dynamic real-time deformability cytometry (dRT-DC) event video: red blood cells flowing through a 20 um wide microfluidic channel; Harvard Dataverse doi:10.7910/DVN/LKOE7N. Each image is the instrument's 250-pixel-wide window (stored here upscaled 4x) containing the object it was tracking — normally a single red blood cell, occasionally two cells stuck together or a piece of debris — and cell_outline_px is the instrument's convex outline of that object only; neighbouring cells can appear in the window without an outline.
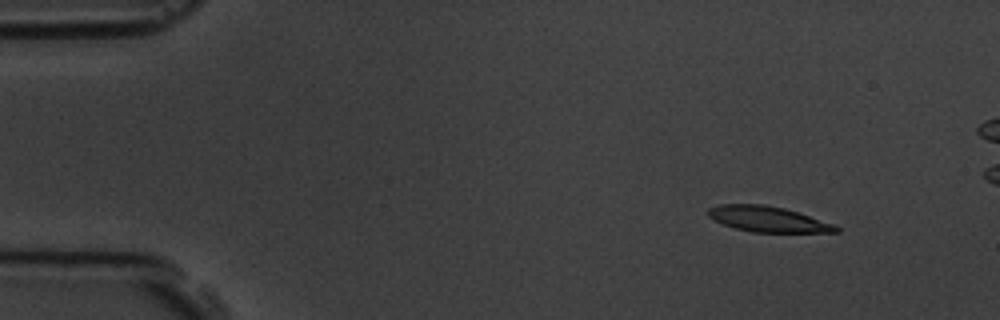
{"species": "common noctule bat (a hibernating species)", "species_latin": "Nyctalus noctula", "temperature_condition": "room temperature", "stored_images_in_passage": 5, "camera_frame_rate_fps": 3000, "um_per_image_px": 0.085, "animal": {"sex": "male", "body_mass_g": 19.5, "forearm_length_mm": 54.6}, "frame": {"image": 1, "passage_image": 2, "time_ms": 1.0, "image_size_px": [1000, 320], "cell_outline_px": [[840, 232], [752, 232], [736, 228], [712, 220], [708, 216], [708, 208], [720, 204], [764, 204], [784, 208], [836, 224], [840, 228]], "centroid_in_image_um": [65.28, 18.62], "position_along_channel_um": 19.7, "area_um2": 19.07}}